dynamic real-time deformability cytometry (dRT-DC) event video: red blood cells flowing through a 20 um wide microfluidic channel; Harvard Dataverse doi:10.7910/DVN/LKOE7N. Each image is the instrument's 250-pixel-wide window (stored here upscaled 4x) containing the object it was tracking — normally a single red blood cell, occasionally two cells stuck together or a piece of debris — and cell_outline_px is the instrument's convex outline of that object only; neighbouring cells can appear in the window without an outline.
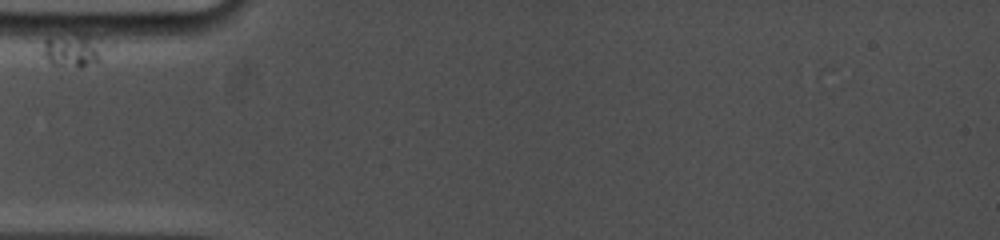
{"species": "common noctule bat (a hibernating species)", "species_latin": "Nyctalus noctula", "temperature_condition": "cold", "stored_images_in_passage": 33, "camera_frame_rate_fps": 5000, "um_per_image_px": 0.085, "animal": {"sex": "female", "body_mass_g": 19.0, "forearm_length_mm": 53.3}, "frame": {"image": 1, "passage_image": 1, "time_ms": 0.0, "image_size_px": [1000, 240], "cell_outline_px": [[116, 44], [100, 64], [80, 68], [52, 64], [40, 52], [44, 40], [48, 36], [72, 32], [84, 32], [100, 36]], "centroid_in_image_um": [6.48, 4.2], "position_along_channel_um": 78.5, "area_um2": 14.51}}
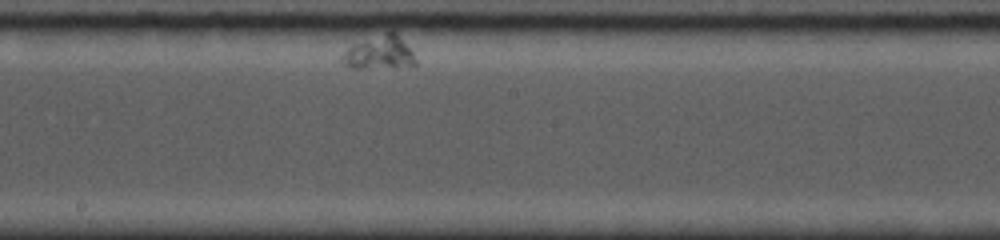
{"frame": {"image": 2, "passage_image": 19, "time_ms": 6.0, "image_size_px": [1000, 240], "cell_outline_px": [[416, 64], [412, 68], [356, 68], [344, 64], [336, 60], [352, 44], [392, 28], [396, 32], [412, 52], [416, 60]], "centroid_in_image_um": [32.25, 4.48], "position_along_channel_um": 216.0, "area_um2": 14.97}}
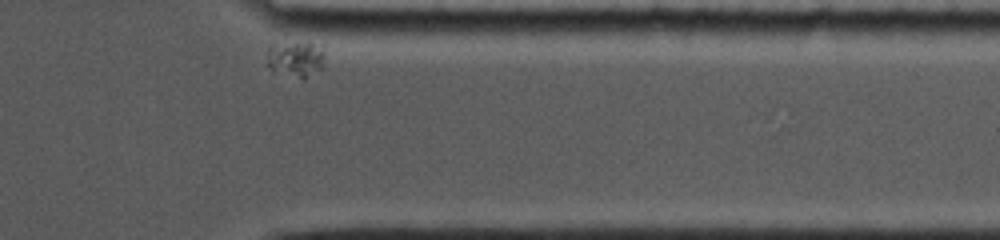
{"frame": {"image": 3, "passage_image": 33, "time_ms": 12.4, "image_size_px": [1000, 240], "cell_outline_px": [[324, 52], [320, 68], [304, 80], [272, 72], [264, 64], [268, 44], [308, 40], [312, 40], [324, 44]], "centroid_in_image_um": [25.07, 4.95], "position_along_channel_um": 386.3, "area_um2": 13.29}}